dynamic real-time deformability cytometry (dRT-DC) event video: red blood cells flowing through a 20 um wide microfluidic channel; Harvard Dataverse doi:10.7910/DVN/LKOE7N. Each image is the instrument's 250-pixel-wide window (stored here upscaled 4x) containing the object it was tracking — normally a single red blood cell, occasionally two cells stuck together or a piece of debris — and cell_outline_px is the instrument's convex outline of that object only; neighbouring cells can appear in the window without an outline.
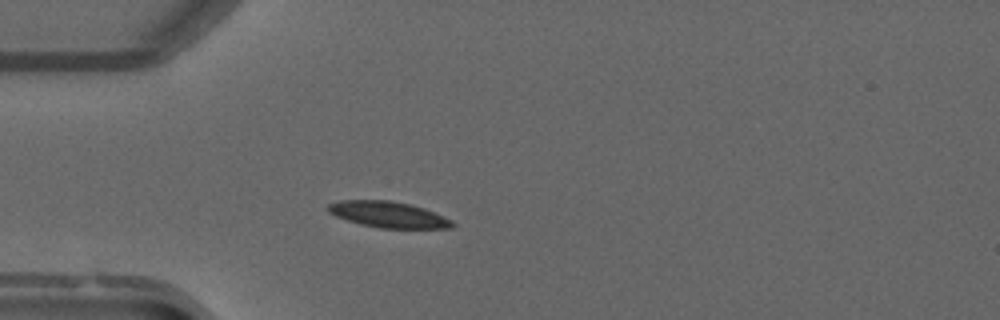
{"species": "common noctule bat (a hibernating species)", "species_latin": "Nyctalus noctula", "temperature_condition": "warm", "stored_images_in_passage": 45, "camera_frame_rate_fps": 3000, "um_per_image_px": 0.085, "animal": {"sex": "male", "forearm_length_mm": 52.5}, "frame": {"image": 1, "passage_image": 12, "time_ms": 3.667, "image_size_px": [1000, 320], "cell_outline_px": [[456, 224], [452, 228], [380, 228], [360, 224], [336, 216], [328, 212], [328, 204], [340, 200], [392, 200], [412, 204], [424, 208], [452, 220]], "centroid_in_image_um": [33.02, 18.23], "position_along_channel_um": 52.0, "area_um2": 18.9}}
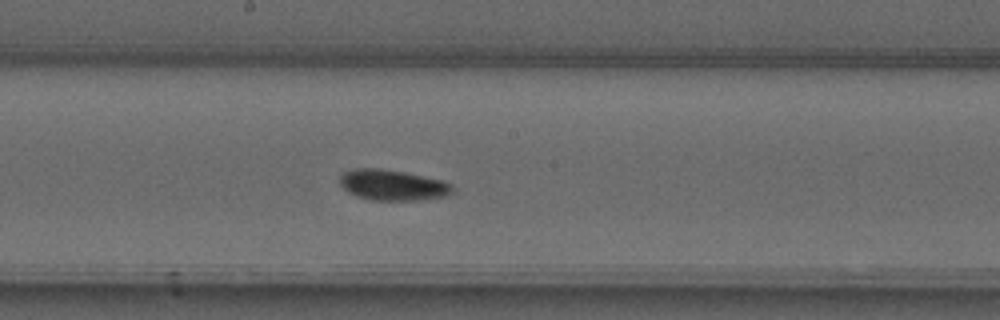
{"frame": {"image": 2, "passage_image": 25, "time_ms": 8.0, "image_size_px": [1000, 320], "cell_outline_px": [[452, 192], [448, 196], [424, 200], [372, 200], [356, 196], [348, 192], [340, 184], [340, 176], [344, 172], [356, 168], [376, 168], [404, 172], [444, 180], [452, 184]], "centroid_in_image_um": [33.4, 15.74], "position_along_channel_um": 214.8, "area_um2": 20.23}}
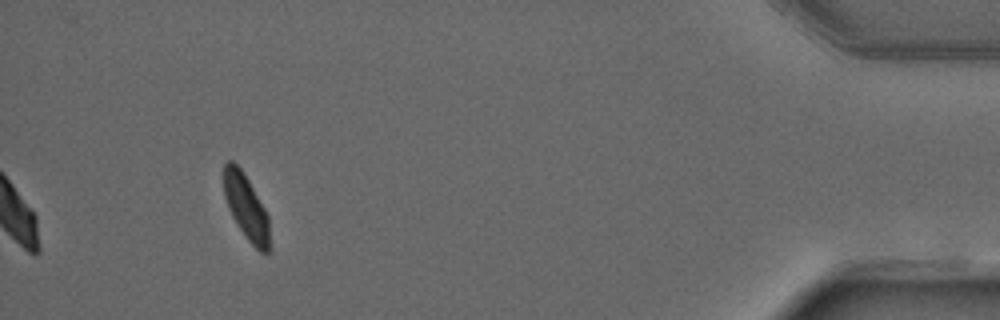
{"frame": {"image": 3, "passage_image": 45, "time_ms": 14.667, "image_size_px": [1000, 320], "cell_outline_px": [[272, 248], [268, 252], [260, 252], [248, 240], [232, 216], [228, 208], [224, 196], [224, 164], [228, 160], [232, 160], [240, 168], [248, 180], [264, 208], [268, 216]], "centroid_in_image_um": [20.95, 17.64], "position_along_channel_um": 414.3, "area_um2": 17.34}, "authors_computed_cell_mechanics": {"area_um2": 19.074, "velocity_mm_per_s": 4.0007, "shape_relaxation_time_tau1_ms": 7.0406, "shape_relaxation_time_tau2_ms": 2.4435, "deformation_change_tau1": 0.1695, "deformation_change_tau2": 0.0536}}